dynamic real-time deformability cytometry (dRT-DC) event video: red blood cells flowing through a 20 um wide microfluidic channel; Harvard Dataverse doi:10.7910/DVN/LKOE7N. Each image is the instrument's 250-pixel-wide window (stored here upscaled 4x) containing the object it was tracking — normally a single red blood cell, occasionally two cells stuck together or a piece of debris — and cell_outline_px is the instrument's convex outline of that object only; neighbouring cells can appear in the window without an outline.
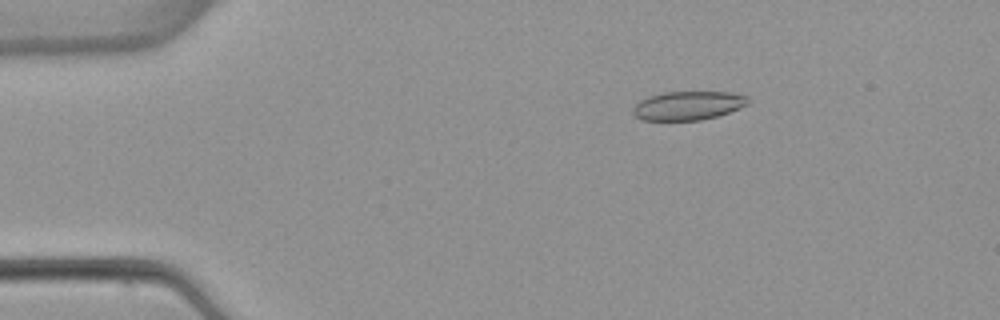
{"species": "common noctule bat (a hibernating species)", "species_latin": "Nyctalus noctula", "temperature_condition": "warm", "stored_images_in_passage": 7, "camera_frame_rate_fps": 3000, "um_per_image_px": 0.085, "animal": {"sex": "female", "body_mass_g": 22.7, "forearm_length_mm": 54.2}, "frame": {"image": 1, "passage_image": 3, "time_ms": 2.333, "image_size_px": [1000, 320], "cell_outline_px": [[748, 104], [740, 108], [716, 116], [700, 120], [640, 120], [632, 112], [632, 108], [640, 100], [648, 96], [664, 92], [732, 92], [748, 96]], "centroid_in_image_um": [58.47, 8.97], "position_along_channel_um": 26.5, "area_um2": 19.31}}
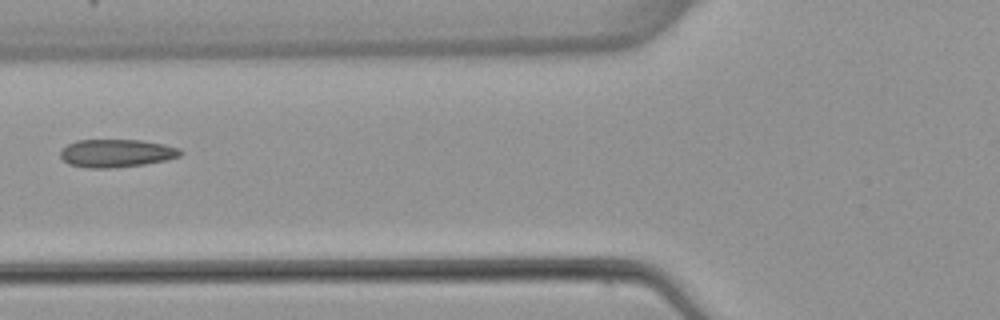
{"frame": {"image": 2, "passage_image": 6, "time_ms": 6.333, "image_size_px": [1000, 320], "cell_outline_px": [[184, 152], [180, 156], [168, 160], [144, 164], [112, 168], [88, 168], [68, 164], [60, 156], [60, 152], [68, 144], [76, 140], [140, 140], [164, 144], [180, 148]], "centroid_in_image_um": [9.93, 13.02], "position_along_channel_um": 115.9, "area_um2": 19.65}}
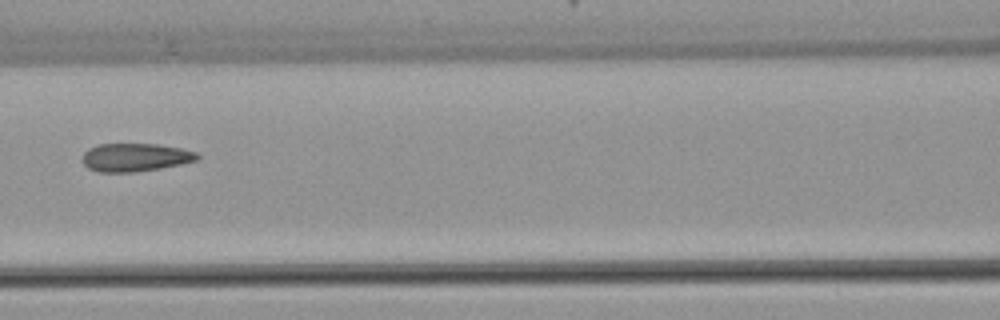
{"frame": {"image": 3, "passage_image": 7, "time_ms": 7.333, "image_size_px": [1000, 320], "cell_outline_px": [[200, 156], [196, 160], [180, 164], [160, 168], [136, 172], [100, 172], [88, 168], [80, 160], [84, 152], [88, 148], [100, 144], [160, 144], [180, 148], [196, 152]], "centroid_in_image_um": [11.46, 13.37], "position_along_channel_um": 155.1, "area_um2": 18.9}}